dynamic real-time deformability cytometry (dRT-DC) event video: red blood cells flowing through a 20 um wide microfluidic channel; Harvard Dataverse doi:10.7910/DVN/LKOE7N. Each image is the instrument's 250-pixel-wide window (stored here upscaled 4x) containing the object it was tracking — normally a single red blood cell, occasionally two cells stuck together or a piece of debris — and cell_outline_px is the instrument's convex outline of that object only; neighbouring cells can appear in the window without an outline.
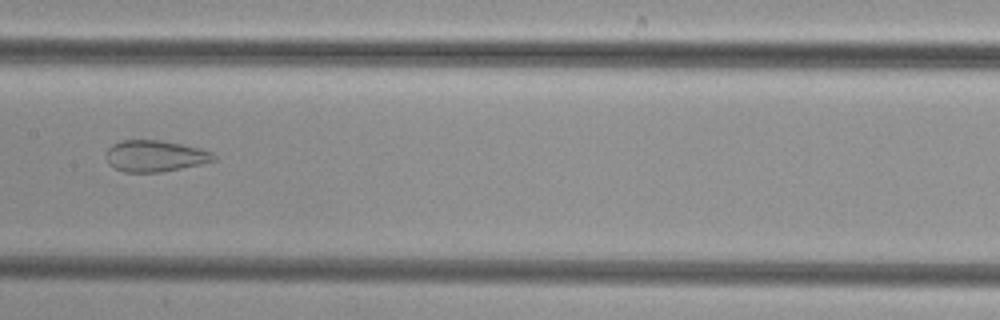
{"species": "common noctule bat (a hibernating species)", "species_latin": "Nyctalus noctula", "temperature_condition": "cold", "stored_images_in_passage": 38, "camera_frame_rate_fps": 3000, "um_per_image_px": 0.085, "animal": {"sex": "female", "body_mass_g": 29.2, "forearm_length_mm": 56.3}, "frame": {"image": 1, "passage_image": 14, "time_ms": 4.333, "image_size_px": [1000, 320], "cell_outline_px": [[216, 160], [200, 164], [160, 172], [124, 172], [108, 164], [108, 148], [112, 144], [120, 140], [160, 140], [200, 148], [212, 152], [216, 156]], "centroid_in_image_um": [13.19, 13.25], "position_along_channel_um": 194.2, "area_um2": 19.48}}
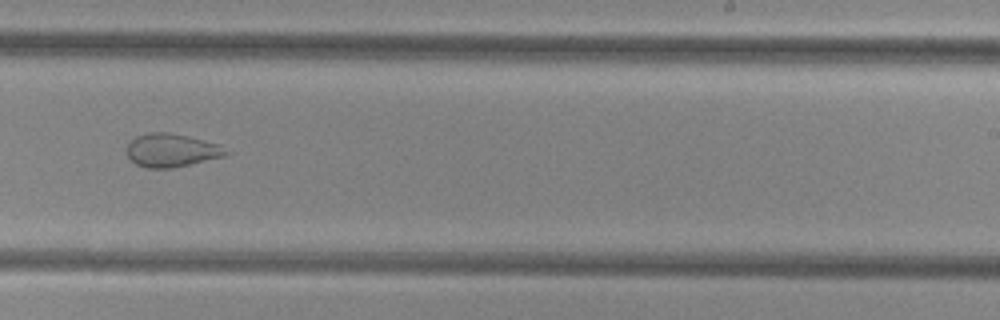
{"frame": {"image": 2, "passage_image": 20, "time_ms": 6.333, "image_size_px": [1000, 320], "cell_outline_px": [[232, 152], [224, 156], [172, 168], [148, 168], [136, 164], [128, 156], [128, 144], [136, 136], [148, 132], [168, 132], [188, 136], [220, 144]], "centroid_in_image_um": [14.62, 12.76], "position_along_channel_um": 274.4, "area_um2": 19.19}}
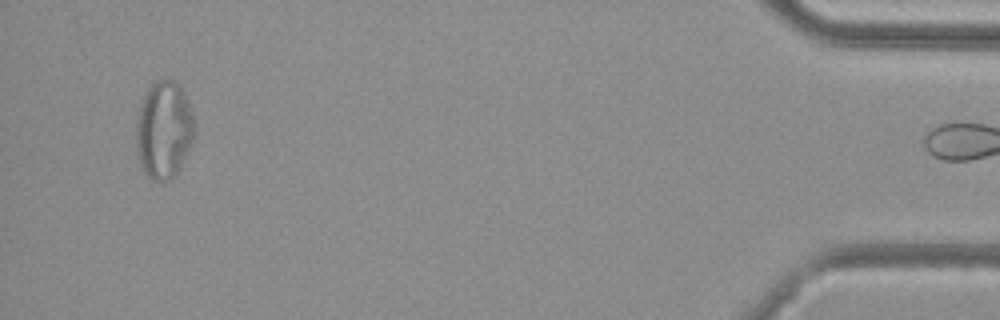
{"frame": {"image": 3, "passage_image": 37, "time_ms": 12.0, "image_size_px": [1000, 320], "cell_outline_px": [[192, 140], [180, 168], [172, 180], [152, 180], [140, 168], [136, 152], [136, 120], [140, 104], [144, 92], [156, 80], [172, 80], [180, 88], [188, 104], [192, 116]], "centroid_in_image_um": [13.86, 11.08], "position_along_channel_um": 421.3, "area_um2": 32.77}}